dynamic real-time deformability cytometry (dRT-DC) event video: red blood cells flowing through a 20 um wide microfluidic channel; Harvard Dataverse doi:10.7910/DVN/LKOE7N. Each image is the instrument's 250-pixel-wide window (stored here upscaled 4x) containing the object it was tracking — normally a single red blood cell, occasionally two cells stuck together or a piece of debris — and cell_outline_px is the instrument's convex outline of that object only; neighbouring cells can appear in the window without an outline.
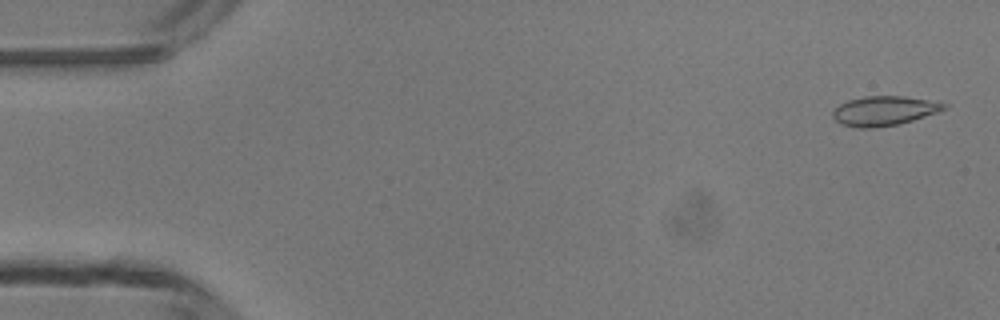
{"species": "common noctule bat (a hibernating species)", "species_latin": "Nyctalus noctula", "temperature_condition": "room temperature", "stored_images_in_passage": 10, "camera_frame_rate_fps": 3000, "um_per_image_px": 0.085, "animal": {"sex": "male", "body_mass_g": 13.3}, "frame": {"image": 1, "passage_image": 2, "time_ms": 0.333, "image_size_px": [1000, 320], "cell_outline_px": [[948, 108], [940, 112], [912, 120], [896, 124], [872, 128], [860, 128], [840, 124], [832, 116], [832, 112], [840, 104], [848, 100], [864, 96], [904, 96], [948, 104]], "centroid_in_image_um": [75.15, 9.42], "position_along_channel_um": 9.9, "area_um2": 19.02}}